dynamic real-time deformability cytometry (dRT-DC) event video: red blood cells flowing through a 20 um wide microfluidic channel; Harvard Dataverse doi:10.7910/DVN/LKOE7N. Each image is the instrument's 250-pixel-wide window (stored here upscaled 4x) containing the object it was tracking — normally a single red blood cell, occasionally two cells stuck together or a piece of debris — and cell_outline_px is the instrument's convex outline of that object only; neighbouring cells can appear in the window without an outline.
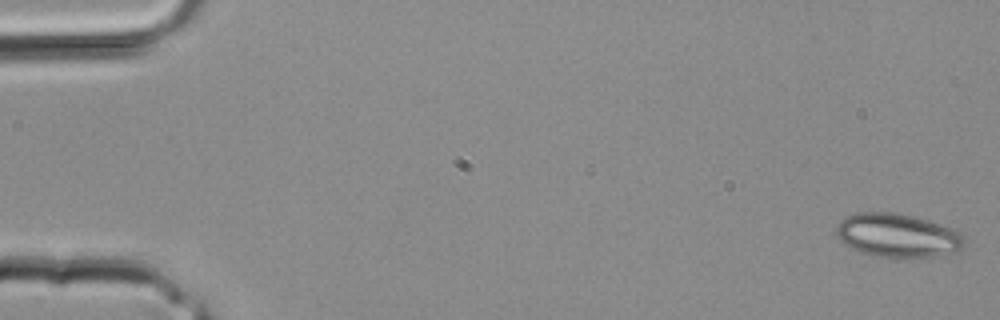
{"species": "common noctule bat (a hibernating species)", "species_latin": "Nyctalus noctula", "temperature_condition": "room temperature", "stored_images_in_passage": 35, "camera_frame_rate_fps": 3000, "um_per_image_px": 0.085, "animal": {"sex": "male", "body_mass_g": 20.4}, "frame": {"image": 1, "passage_image": 1, "time_ms": 0.0, "image_size_px": [1000, 320], "cell_outline_px": [[968, 240], [956, 252], [936, 256], [900, 260], [872, 256], [860, 252], [844, 244], [836, 236], [836, 224], [840, 220], [848, 216], [860, 212], [888, 212], [912, 216], [928, 220], [952, 228], [960, 232]], "centroid_in_image_um": [76.3, 20.05], "position_along_channel_um": 8.7, "area_um2": 33.35}}
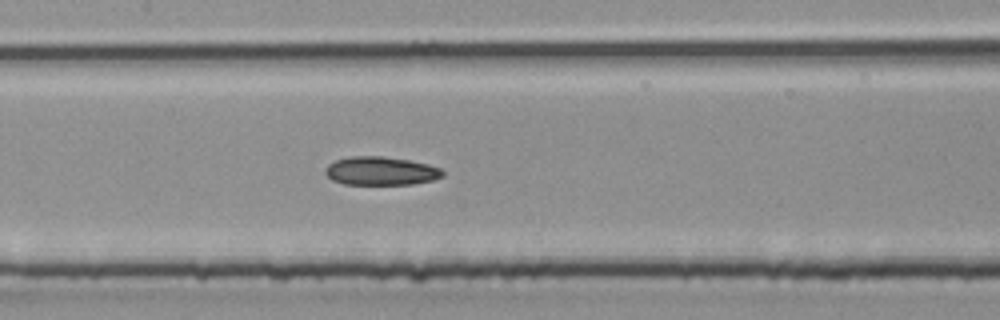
{"frame": {"image": 2, "passage_image": 17, "time_ms": 5.333, "image_size_px": [1000, 320], "cell_outline_px": [[444, 176], [432, 180], [412, 184], [344, 184], [332, 180], [324, 172], [324, 168], [328, 164], [336, 160], [348, 156], [380, 156], [408, 160], [428, 164], [440, 168], [444, 172]], "centroid_in_image_um": [32.35, 14.53], "position_along_channel_um": 175.1, "area_um2": 19.48}}
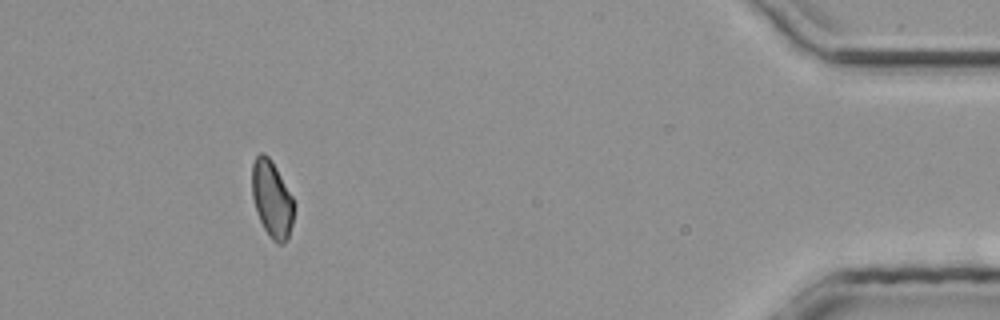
{"frame": {"image": 3, "passage_image": 32, "time_ms": 10.333, "image_size_px": [1000, 320], "cell_outline_px": [[292, 224], [288, 236], [284, 244], [276, 244], [268, 236], [260, 220], [252, 196], [252, 164], [256, 156], [260, 152], [264, 152], [272, 160], [292, 196]], "centroid_in_image_um": [23.09, 16.91], "position_along_channel_um": 412.1, "area_um2": 18.55}}